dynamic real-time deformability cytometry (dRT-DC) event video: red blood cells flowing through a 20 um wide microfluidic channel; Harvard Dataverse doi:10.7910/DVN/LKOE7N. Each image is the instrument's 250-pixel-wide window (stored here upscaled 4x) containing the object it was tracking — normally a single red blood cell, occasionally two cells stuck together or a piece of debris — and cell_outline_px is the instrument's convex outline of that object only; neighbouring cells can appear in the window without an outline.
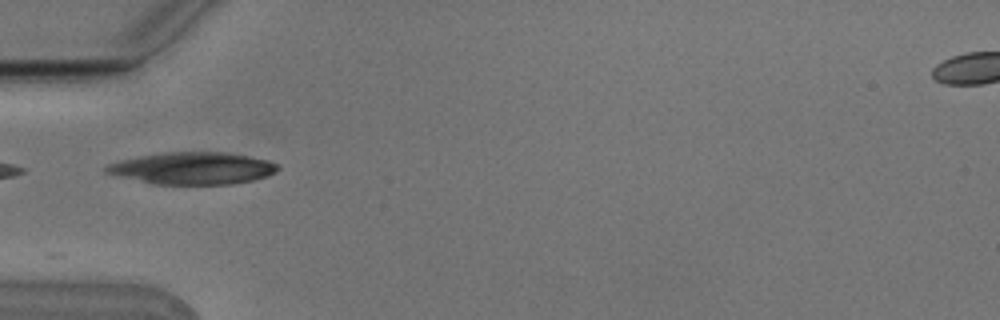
{"species": "Egyptian fruit bat (a non-hibernating species)", "species_latin": "Rousettus aegyptiacus", "temperature_condition": "cold", "stored_images_in_passage": 3, "camera_frame_rate_fps": 3000, "um_per_image_px": 0.085, "animal": {"sex": "male"}, "frame": {"image": 1, "passage_image": 1, "time_ms": 0.0, "image_size_px": [1000, 320], "cell_outline_px": [[280, 168], [276, 172], [252, 180], [232, 184], [152, 184], [104, 172], [104, 168], [108, 164], [120, 160], [140, 156], [164, 152], [224, 152], [268, 160], [276, 164]], "centroid_in_image_um": [16.35, 14.3], "position_along_channel_um": 68.7, "area_um2": 31.79}}
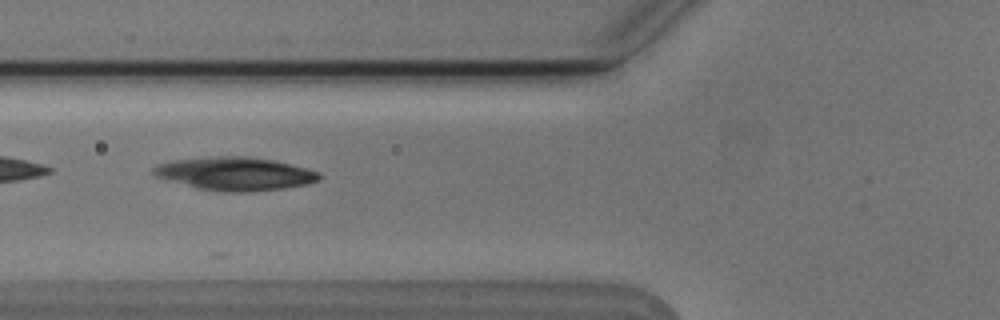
{"frame": {"image": 2, "passage_image": 2, "time_ms": 0.333, "image_size_px": [1000, 320], "cell_outline_px": [[324, 176], [320, 180], [308, 184], [284, 188], [248, 192], [224, 192], [196, 188], [168, 180], [156, 176], [152, 172], [152, 168], [156, 164], [176, 160], [208, 156], [248, 156], [272, 160], [320, 172]], "centroid_in_image_um": [19.98, 14.77], "position_along_channel_um": 105.8, "area_um2": 32.19}}
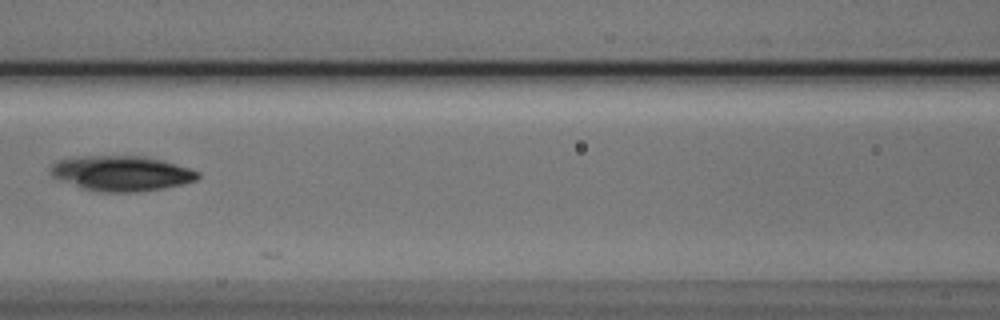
{"frame": {"image": 3, "passage_image": 3, "time_ms": 0.667, "image_size_px": [1000, 320], "cell_outline_px": [[200, 176], [196, 180], [184, 184], [164, 188], [136, 192], [100, 192], [84, 188], [60, 180], [52, 176], [48, 172], [48, 168], [56, 160], [80, 156], [144, 156], [176, 164], [200, 172]], "centroid_in_image_um": [10.29, 14.73], "position_along_channel_um": 156.3, "area_um2": 30.23}}